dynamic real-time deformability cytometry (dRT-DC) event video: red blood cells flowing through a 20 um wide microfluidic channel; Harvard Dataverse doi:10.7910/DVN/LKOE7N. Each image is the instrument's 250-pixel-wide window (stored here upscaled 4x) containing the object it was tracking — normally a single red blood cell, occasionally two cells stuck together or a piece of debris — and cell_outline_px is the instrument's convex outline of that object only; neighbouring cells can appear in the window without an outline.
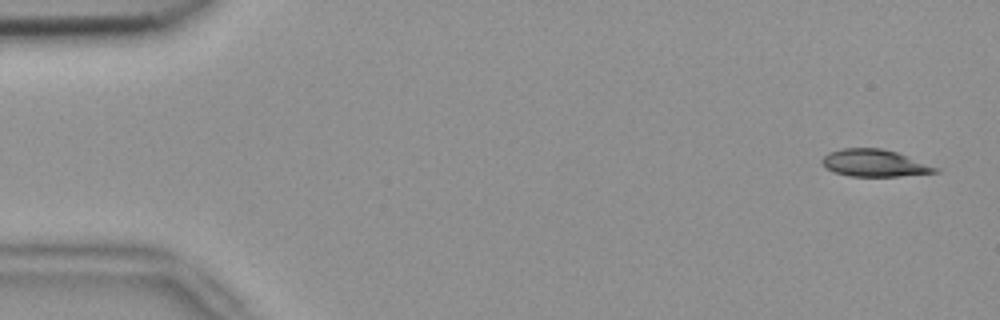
{"species": "common noctule bat (a hibernating species)", "species_latin": "Nyctalus noctula", "temperature_condition": "room temperature", "stored_images_in_passage": 5, "camera_frame_rate_fps": 3000, "um_per_image_px": 0.085, "animal": {"sex": "female", "body_mass_g": 18.4}, "frame": {"image": 1, "passage_image": 1, "time_ms": 0.0, "image_size_px": [1000, 320], "cell_outline_px": [[940, 172], [896, 176], [848, 176], [832, 172], [820, 160], [828, 152], [844, 148], [880, 148], [896, 152], [940, 168]], "centroid_in_image_um": [74.32, 13.86], "position_along_channel_um": 10.7, "area_um2": 17.8}}
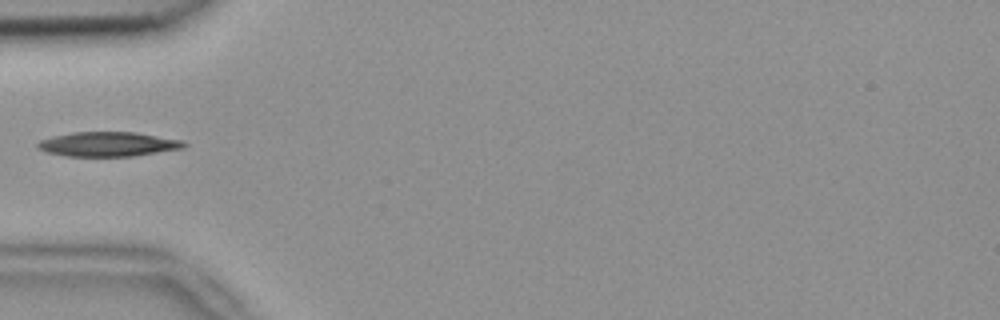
{"frame": {"image": 2, "passage_image": 5, "time_ms": 1.333, "image_size_px": [1000, 320], "cell_outline_px": [[188, 144], [184, 148], [132, 156], [64, 156], [44, 152], [36, 148], [36, 144], [40, 140], [52, 136], [72, 132], [136, 132], [184, 140]], "centroid_in_image_um": [9.17, 12.25], "position_along_channel_um": 75.8, "area_um2": 21.15}}